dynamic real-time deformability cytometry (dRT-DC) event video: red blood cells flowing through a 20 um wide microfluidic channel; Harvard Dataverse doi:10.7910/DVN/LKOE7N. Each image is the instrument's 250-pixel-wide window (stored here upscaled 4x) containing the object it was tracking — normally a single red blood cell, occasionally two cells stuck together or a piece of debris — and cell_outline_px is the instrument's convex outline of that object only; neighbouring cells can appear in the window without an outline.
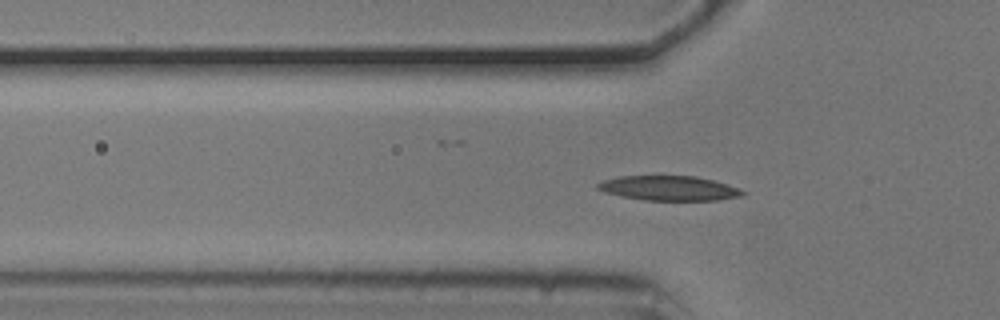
{"species": "common noctule bat (a hibernating species)", "species_latin": "Nyctalus noctula", "temperature_condition": "cold", "stored_images_in_passage": 45, "camera_frame_rate_fps": 3000, "um_per_image_px": 0.085, "animal": {"sex": "male", "body_mass_g": 20.5, "forearm_length_mm": 52.5}, "frame": {"image": 1, "passage_image": 7, "time_ms": 2.0, "image_size_px": [1000, 320], "cell_outline_px": [[748, 192], [744, 196], [716, 200], [644, 200], [620, 196], [604, 192], [596, 188], [596, 184], [604, 180], [620, 176], [696, 176], [712, 180]], "centroid_in_image_um": [56.84, 16.0], "position_along_channel_um": 69.0, "area_um2": 20.75}}
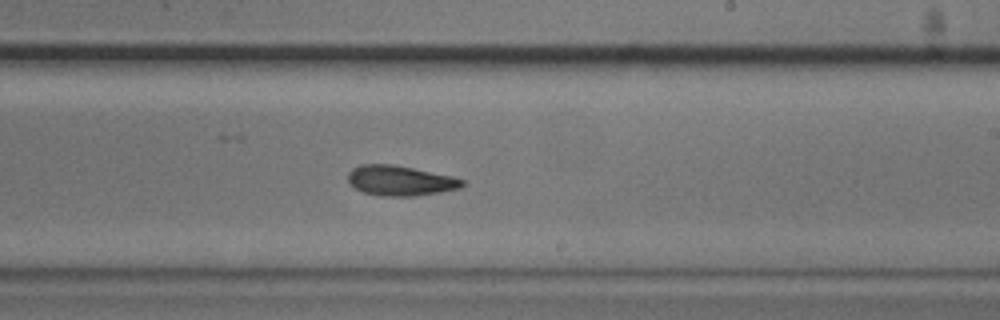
{"frame": {"image": 2, "passage_image": 22, "time_ms": 7.0, "image_size_px": [1000, 320], "cell_outline_px": [[464, 184], [460, 188], [440, 192], [416, 196], [380, 196], [364, 192], [356, 188], [348, 180], [348, 172], [352, 168], [360, 164], [392, 164], [452, 176], [464, 180]], "centroid_in_image_um": [34.01, 15.35], "position_along_channel_um": 255.0, "area_um2": 19.94}}
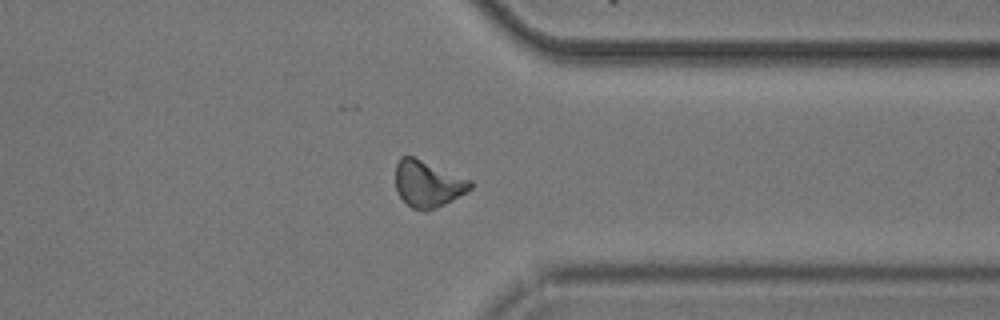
{"frame": {"image": 3, "passage_image": 32, "time_ms": 10.333, "image_size_px": [1000, 320], "cell_outline_px": [[472, 188], [444, 204], [436, 208], [424, 212], [412, 208], [400, 196], [396, 188], [396, 164], [400, 156], [412, 156], [472, 180]], "centroid_in_image_um": [36.35, 15.63], "position_along_channel_um": 375.0, "area_um2": 20.06}, "authors_computed_cell_mechanics": {"area_um2": 19.8254, "velocity_mm_per_s": 3.7099, "shape_relaxation_time_tau1_ms": 4.3562, "shape_relaxation_time_tau2_ms": 3.0461, "deformation_change_tau1": 0.1269, "deformation_change_tau2": 0.1043}}